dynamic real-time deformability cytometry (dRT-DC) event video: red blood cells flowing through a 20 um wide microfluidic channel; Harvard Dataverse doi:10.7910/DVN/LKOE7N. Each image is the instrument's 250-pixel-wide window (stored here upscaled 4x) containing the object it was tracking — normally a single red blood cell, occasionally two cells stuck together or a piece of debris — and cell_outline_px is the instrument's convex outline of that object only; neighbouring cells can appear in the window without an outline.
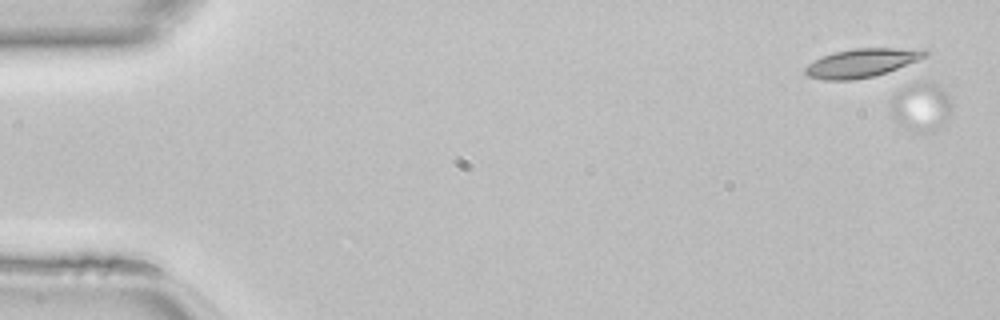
{"species": "common noctule bat (a hibernating species)", "species_latin": "Nyctalus noctula", "temperature_condition": "room temperature", "stored_images_in_passage": 20, "camera_frame_rate_fps": 3000, "um_per_image_px": 0.085, "animal": {"sex": "female", "body_mass_g": 22.7, "forearm_length_mm": 54.2}, "frame": {"image": 1, "passage_image": 1, "time_ms": 0.0, "image_size_px": [1000, 320], "cell_outline_px": [[952, 104], [948, 116], [940, 128], [932, 132], [916, 132], [904, 128], [892, 120], [888, 112], [892, 100], [908, 84], [940, 84], [948, 92], [952, 100]], "centroid_in_image_um": [78.3, 9.13], "position_along_channel_um": 6.7, "area_um2": 17.4}}
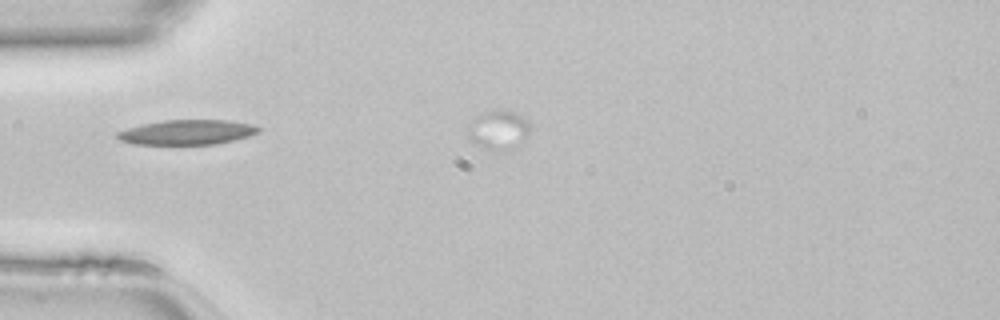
{"frame": {"image": 2, "passage_image": 14, "time_ms": 4.333, "image_size_px": [1000, 320], "cell_outline_px": [[260, 132], [248, 136], [216, 144], [132, 144], [120, 140], [116, 136], [116, 132], [140, 124], [164, 120], [228, 120], [252, 124], [260, 128]], "centroid_in_image_um": [15.88, 11.23], "position_along_channel_um": 69.1, "area_um2": 20.4}}